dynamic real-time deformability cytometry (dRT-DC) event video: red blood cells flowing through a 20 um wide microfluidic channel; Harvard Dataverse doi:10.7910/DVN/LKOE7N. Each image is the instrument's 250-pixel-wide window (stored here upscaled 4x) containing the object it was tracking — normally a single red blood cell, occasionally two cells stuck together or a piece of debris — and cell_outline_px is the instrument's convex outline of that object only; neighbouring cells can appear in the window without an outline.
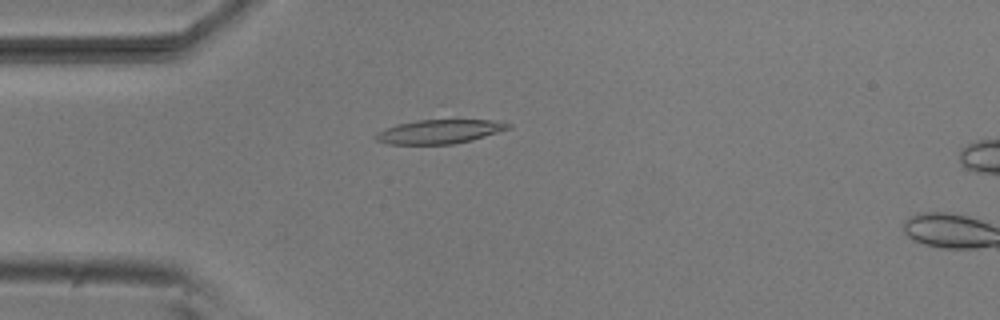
{"species": "common noctule bat (a hibernating species)", "species_latin": "Nyctalus noctula", "temperature_condition": "room temperature", "stored_images_in_passage": 16, "camera_frame_rate_fps": 3000, "um_per_image_px": 0.085, "animal": {"sex": "male", "body_mass_g": 20.5, "forearm_length_mm": 52.5}, "frame": {"image": 1, "passage_image": 14, "time_ms": 4.333, "image_size_px": [1000, 320], "cell_outline_px": [[512, 128], [472, 140], [452, 144], [388, 144], [376, 140], [376, 132], [384, 128], [396, 124], [416, 120], [504, 120], [512, 124]], "centroid_in_image_um": [37.4, 11.17], "position_along_channel_um": 47.6, "area_um2": 18.73}}